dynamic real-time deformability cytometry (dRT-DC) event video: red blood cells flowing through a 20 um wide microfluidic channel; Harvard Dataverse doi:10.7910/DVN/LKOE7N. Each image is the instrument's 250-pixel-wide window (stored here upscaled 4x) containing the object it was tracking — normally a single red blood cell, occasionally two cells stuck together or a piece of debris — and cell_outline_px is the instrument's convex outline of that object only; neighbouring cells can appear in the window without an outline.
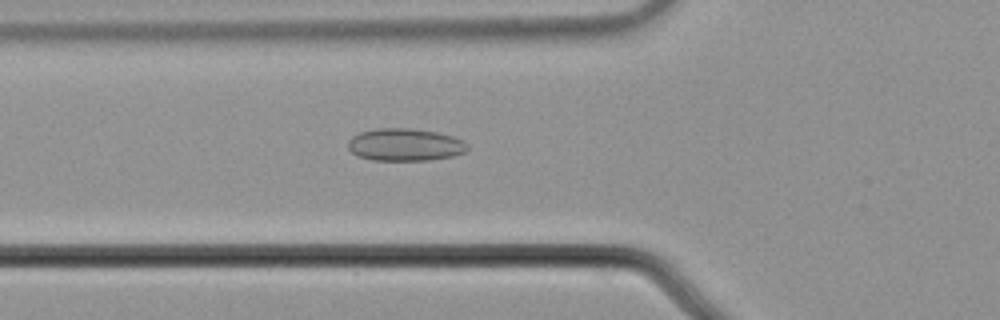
{"species": "common noctule bat (a hibernating species)", "species_latin": "Nyctalus noctula", "temperature_condition": "cold", "stored_images_in_passage": 48, "camera_frame_rate_fps": 3000, "um_per_image_px": 0.085, "animal": {"sex": "male", "body_mass_g": 21.5, "forearm_length_mm": 52.0}, "frame": {"image": 1, "passage_image": 13, "time_ms": 4.0, "image_size_px": [1000, 320], "cell_outline_px": [[468, 148], [464, 152], [452, 156], [428, 160], [372, 160], [360, 156], [352, 152], [348, 148], [348, 140], [352, 136], [360, 132], [376, 128], [412, 128], [436, 132], [452, 136], [464, 140], [468, 144]], "centroid_in_image_um": [34.42, 12.29], "position_along_channel_um": 91.4, "area_um2": 22.6}}
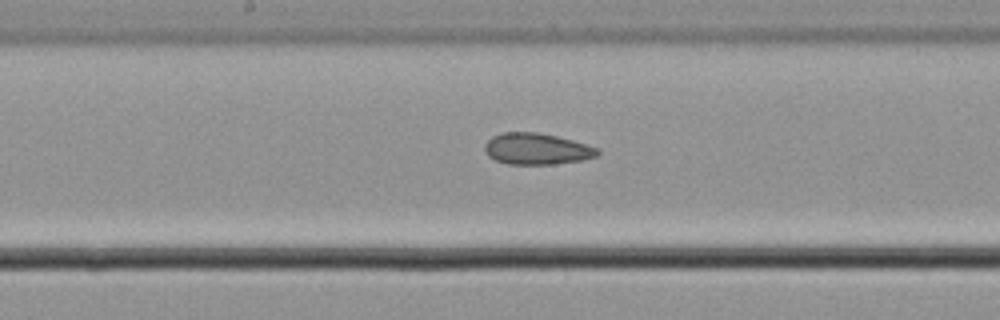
{"frame": {"image": 2, "passage_image": 22, "time_ms": 7.0, "image_size_px": [1000, 320], "cell_outline_px": [[600, 152], [596, 156], [584, 160], [552, 164], [508, 164], [496, 160], [488, 156], [484, 148], [484, 144], [492, 136], [500, 132], [536, 132], [556, 136], [572, 140], [600, 148]], "centroid_in_image_um": [45.62, 12.65], "position_along_channel_um": 202.6, "area_um2": 20.69}}
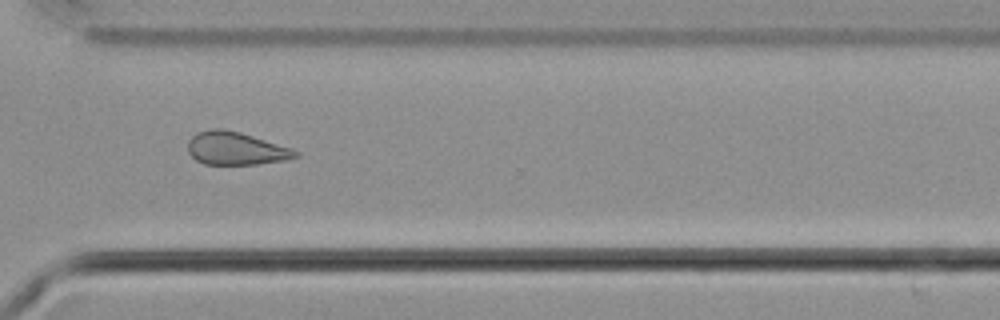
{"frame": {"image": 3, "passage_image": 34, "time_ms": 11.0, "image_size_px": [1000, 320], "cell_outline_px": [[300, 156], [288, 160], [256, 164], [204, 164], [196, 160], [188, 152], [188, 140], [196, 132], [212, 128], [220, 128], [240, 132], [292, 148], [300, 152]], "centroid_in_image_um": [20.06, 12.62], "position_along_channel_um": 350.5, "area_um2": 20.81}, "authors_computed_cell_mechanics": {"area_um2": 21.4149, "velocity_mm_per_s": 3.695, "shape_relaxation_time_tau1_ms": null, "shape_relaxation_time_tau2_ms": 8.1733, "deformation_change_tau1": null, "deformation_change_tau2": 0.1549}}